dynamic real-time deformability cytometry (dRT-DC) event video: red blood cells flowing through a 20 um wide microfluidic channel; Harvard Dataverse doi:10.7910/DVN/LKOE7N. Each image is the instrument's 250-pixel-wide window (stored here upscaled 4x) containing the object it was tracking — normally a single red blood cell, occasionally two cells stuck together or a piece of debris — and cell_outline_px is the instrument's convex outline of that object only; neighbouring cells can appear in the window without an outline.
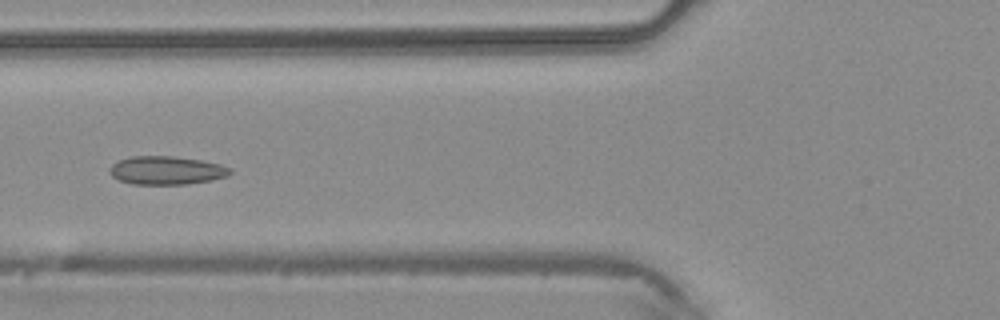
{"species": "common noctule bat (a hibernating species)", "species_latin": "Nyctalus noctula", "temperature_condition": "warm", "stored_images_in_passage": 45, "camera_frame_rate_fps": 3000, "um_per_image_px": 0.085, "animal": {"sex": "male", "body_mass_g": 20.4}, "frame": {"image": 1, "passage_image": 17, "time_ms": 5.333, "image_size_px": [1000, 320], "cell_outline_px": [[232, 172], [228, 176], [212, 180], [188, 184], [132, 184], [120, 180], [112, 176], [108, 172], [108, 168], [116, 160], [132, 156], [172, 156], [200, 160], [220, 164], [232, 168]], "centroid_in_image_um": [14.13, 14.48], "position_along_channel_um": 111.7, "area_um2": 20.11}}
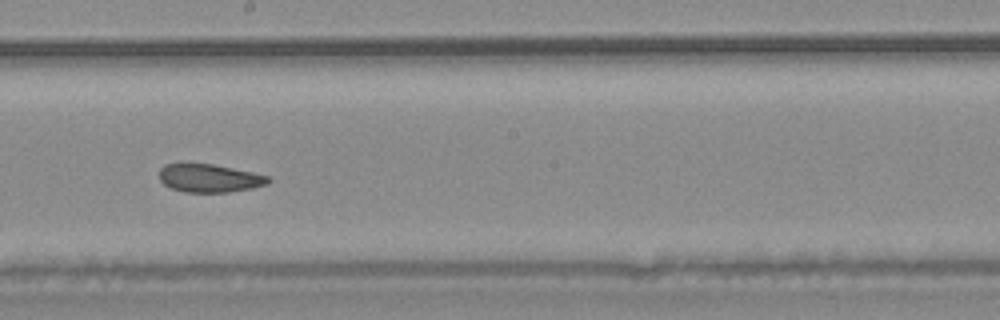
{"frame": {"image": 2, "passage_image": 25, "time_ms": 8.0, "image_size_px": [1000, 320], "cell_outline_px": [[272, 180], [268, 184], [252, 188], [228, 192], [184, 192], [172, 188], [164, 184], [160, 180], [160, 168], [164, 164], [188, 160], [212, 164], [252, 172], [268, 176]], "centroid_in_image_um": [17.75, 15.1], "position_along_channel_um": 230.5, "area_um2": 18.44}}
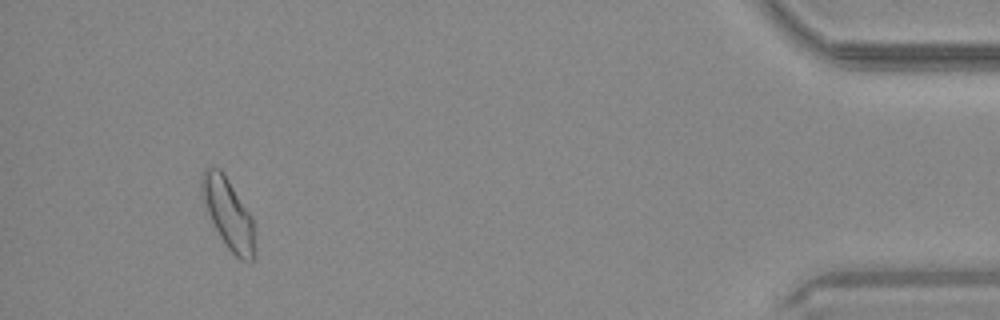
{"frame": {"image": 3, "passage_image": 42, "time_ms": 13.667, "image_size_px": [1000, 320], "cell_outline_px": [[256, 256], [252, 260], [240, 260], [228, 248], [220, 236], [208, 212], [200, 192], [200, 176], [204, 168], [212, 164], [220, 168], [252, 216], [256, 224]], "centroid_in_image_um": [19.43, 18.14], "position_along_channel_um": 415.8, "area_um2": 22.2}}